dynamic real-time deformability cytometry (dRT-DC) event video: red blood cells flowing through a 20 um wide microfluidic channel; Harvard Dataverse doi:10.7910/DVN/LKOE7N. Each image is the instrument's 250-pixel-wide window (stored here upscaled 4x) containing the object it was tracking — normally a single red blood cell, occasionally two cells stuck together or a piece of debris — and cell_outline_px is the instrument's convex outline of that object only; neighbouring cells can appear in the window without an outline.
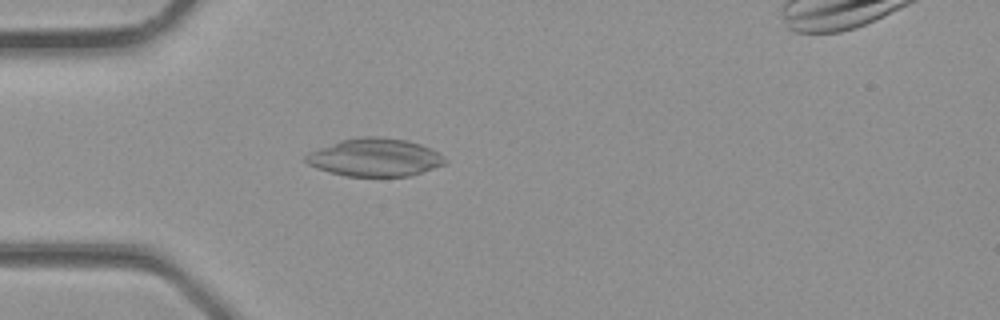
{"species": "common noctule bat (a hibernating species)", "species_latin": "Nyctalus noctula", "temperature_condition": "room temperature", "stored_images_in_passage": 16, "camera_frame_rate_fps": 3000, "um_per_image_px": 0.085, "animal": {"sex": "male", "body_mass_g": 23.1, "forearm_length_mm": 52.7}, "frame": {"image": 1, "passage_image": 5, "time_ms": 1.333, "image_size_px": [1000, 320], "cell_outline_px": [[448, 160], [444, 164], [408, 176], [344, 176], [328, 172], [316, 168], [308, 164], [304, 160], [304, 156], [308, 152], [340, 140], [360, 136], [380, 136], [408, 140], [420, 144], [440, 152]], "centroid_in_image_um": [31.84, 13.37], "position_along_channel_um": 53.2, "area_um2": 30.98}}
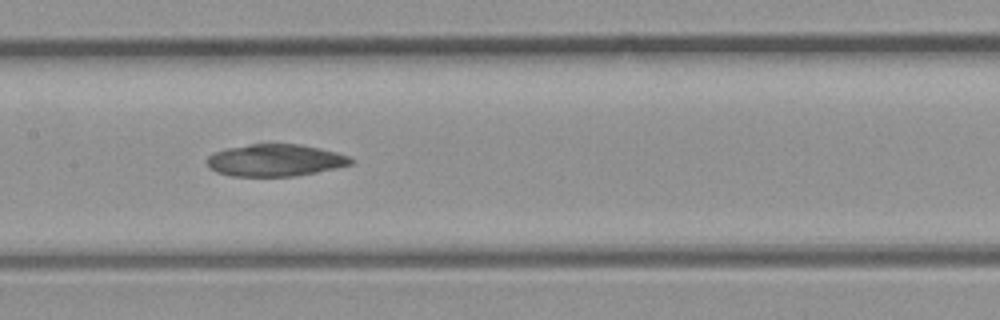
{"frame": {"image": 2, "passage_image": 12, "time_ms": 3.667, "image_size_px": [1000, 320], "cell_outline_px": [[356, 160], [352, 164], [336, 168], [296, 176], [232, 176], [216, 172], [208, 168], [204, 160], [212, 152], [228, 148], [248, 144], [300, 144], [320, 148], [336, 152], [348, 156]], "centroid_in_image_um": [23.36, 13.62], "position_along_channel_um": 184.0, "area_um2": 27.17}}
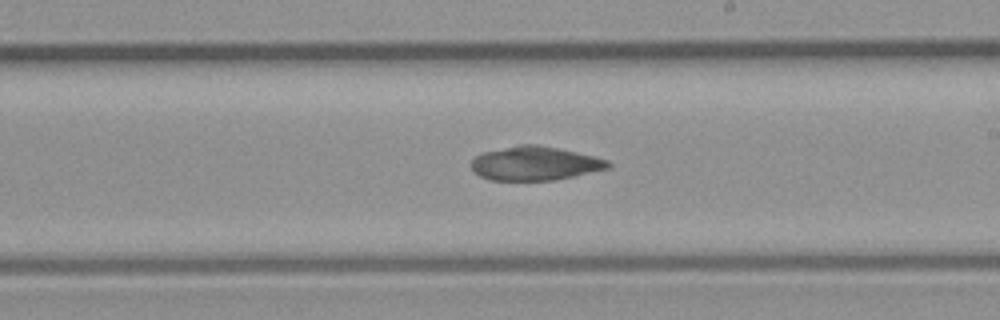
{"frame": {"image": 3, "passage_image": 15, "time_ms": 4.667, "image_size_px": [1000, 320], "cell_outline_px": [[612, 164], [608, 168], [572, 176], [552, 180], [488, 180], [480, 176], [472, 168], [472, 160], [476, 156], [484, 152], [520, 144], [536, 144], [576, 152], [608, 160]], "centroid_in_image_um": [45.45, 13.89], "position_along_channel_um": 243.6, "area_um2": 26.59}}